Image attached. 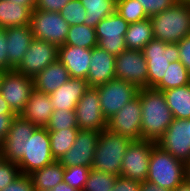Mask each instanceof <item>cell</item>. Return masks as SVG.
<instances>
[{
	"instance_id": "40",
	"label": "cell",
	"mask_w": 190,
	"mask_h": 191,
	"mask_svg": "<svg viewBox=\"0 0 190 191\" xmlns=\"http://www.w3.org/2000/svg\"><path fill=\"white\" fill-rule=\"evenodd\" d=\"M1 191H36L28 175L21 174Z\"/></svg>"
},
{
	"instance_id": "12",
	"label": "cell",
	"mask_w": 190,
	"mask_h": 191,
	"mask_svg": "<svg viewBox=\"0 0 190 191\" xmlns=\"http://www.w3.org/2000/svg\"><path fill=\"white\" fill-rule=\"evenodd\" d=\"M128 23L116 12L102 19L95 27L97 46L115 57L127 49L125 34Z\"/></svg>"
},
{
	"instance_id": "11",
	"label": "cell",
	"mask_w": 190,
	"mask_h": 191,
	"mask_svg": "<svg viewBox=\"0 0 190 191\" xmlns=\"http://www.w3.org/2000/svg\"><path fill=\"white\" fill-rule=\"evenodd\" d=\"M115 79L128 81L138 89L148 88L147 62L141 50L125 49L115 57Z\"/></svg>"
},
{
	"instance_id": "21",
	"label": "cell",
	"mask_w": 190,
	"mask_h": 191,
	"mask_svg": "<svg viewBox=\"0 0 190 191\" xmlns=\"http://www.w3.org/2000/svg\"><path fill=\"white\" fill-rule=\"evenodd\" d=\"M9 71L15 70L21 63L34 36L30 26H17L6 29Z\"/></svg>"
},
{
	"instance_id": "32",
	"label": "cell",
	"mask_w": 190,
	"mask_h": 191,
	"mask_svg": "<svg viewBox=\"0 0 190 191\" xmlns=\"http://www.w3.org/2000/svg\"><path fill=\"white\" fill-rule=\"evenodd\" d=\"M78 132L79 128L48 131L51 153L55 160H59L73 146Z\"/></svg>"
},
{
	"instance_id": "20",
	"label": "cell",
	"mask_w": 190,
	"mask_h": 191,
	"mask_svg": "<svg viewBox=\"0 0 190 191\" xmlns=\"http://www.w3.org/2000/svg\"><path fill=\"white\" fill-rule=\"evenodd\" d=\"M113 79H115V56L98 46L94 47L86 78L89 87H96Z\"/></svg>"
},
{
	"instance_id": "37",
	"label": "cell",
	"mask_w": 190,
	"mask_h": 191,
	"mask_svg": "<svg viewBox=\"0 0 190 191\" xmlns=\"http://www.w3.org/2000/svg\"><path fill=\"white\" fill-rule=\"evenodd\" d=\"M60 14L69 26L85 24L86 10L80 0H70L61 9Z\"/></svg>"
},
{
	"instance_id": "44",
	"label": "cell",
	"mask_w": 190,
	"mask_h": 191,
	"mask_svg": "<svg viewBox=\"0 0 190 191\" xmlns=\"http://www.w3.org/2000/svg\"><path fill=\"white\" fill-rule=\"evenodd\" d=\"M179 61L190 73V35H187L183 40L179 41Z\"/></svg>"
},
{
	"instance_id": "29",
	"label": "cell",
	"mask_w": 190,
	"mask_h": 191,
	"mask_svg": "<svg viewBox=\"0 0 190 191\" xmlns=\"http://www.w3.org/2000/svg\"><path fill=\"white\" fill-rule=\"evenodd\" d=\"M80 2L86 10L85 24L94 28L116 9V0H80Z\"/></svg>"
},
{
	"instance_id": "14",
	"label": "cell",
	"mask_w": 190,
	"mask_h": 191,
	"mask_svg": "<svg viewBox=\"0 0 190 191\" xmlns=\"http://www.w3.org/2000/svg\"><path fill=\"white\" fill-rule=\"evenodd\" d=\"M58 46L34 38L16 71L34 78L48 65L58 60Z\"/></svg>"
},
{
	"instance_id": "25",
	"label": "cell",
	"mask_w": 190,
	"mask_h": 191,
	"mask_svg": "<svg viewBox=\"0 0 190 191\" xmlns=\"http://www.w3.org/2000/svg\"><path fill=\"white\" fill-rule=\"evenodd\" d=\"M32 11L9 0H0V27L30 26Z\"/></svg>"
},
{
	"instance_id": "17",
	"label": "cell",
	"mask_w": 190,
	"mask_h": 191,
	"mask_svg": "<svg viewBox=\"0 0 190 191\" xmlns=\"http://www.w3.org/2000/svg\"><path fill=\"white\" fill-rule=\"evenodd\" d=\"M77 125L82 130L102 131L107 128L101 105L99 93L94 87H90L78 101L75 107Z\"/></svg>"
},
{
	"instance_id": "24",
	"label": "cell",
	"mask_w": 190,
	"mask_h": 191,
	"mask_svg": "<svg viewBox=\"0 0 190 191\" xmlns=\"http://www.w3.org/2000/svg\"><path fill=\"white\" fill-rule=\"evenodd\" d=\"M70 79L68 70L57 60L39 72L34 78L36 91L51 94Z\"/></svg>"
},
{
	"instance_id": "18",
	"label": "cell",
	"mask_w": 190,
	"mask_h": 191,
	"mask_svg": "<svg viewBox=\"0 0 190 191\" xmlns=\"http://www.w3.org/2000/svg\"><path fill=\"white\" fill-rule=\"evenodd\" d=\"M99 135L98 130L79 129L73 146L58 161L64 167L80 165L92 168Z\"/></svg>"
},
{
	"instance_id": "8",
	"label": "cell",
	"mask_w": 190,
	"mask_h": 191,
	"mask_svg": "<svg viewBox=\"0 0 190 191\" xmlns=\"http://www.w3.org/2000/svg\"><path fill=\"white\" fill-rule=\"evenodd\" d=\"M33 90V78L16 70L2 73L0 94L16 115L23 111Z\"/></svg>"
},
{
	"instance_id": "9",
	"label": "cell",
	"mask_w": 190,
	"mask_h": 191,
	"mask_svg": "<svg viewBox=\"0 0 190 191\" xmlns=\"http://www.w3.org/2000/svg\"><path fill=\"white\" fill-rule=\"evenodd\" d=\"M100 98L102 113L106 120L110 119L126 103L134 99L139 89L128 81L113 79L94 87Z\"/></svg>"
},
{
	"instance_id": "13",
	"label": "cell",
	"mask_w": 190,
	"mask_h": 191,
	"mask_svg": "<svg viewBox=\"0 0 190 191\" xmlns=\"http://www.w3.org/2000/svg\"><path fill=\"white\" fill-rule=\"evenodd\" d=\"M156 144L186 164L190 160V118H174Z\"/></svg>"
},
{
	"instance_id": "16",
	"label": "cell",
	"mask_w": 190,
	"mask_h": 191,
	"mask_svg": "<svg viewBox=\"0 0 190 191\" xmlns=\"http://www.w3.org/2000/svg\"><path fill=\"white\" fill-rule=\"evenodd\" d=\"M36 128L30 121L16 115L8 134L0 142L4 160L17 164L25 153V140L29 139Z\"/></svg>"
},
{
	"instance_id": "52",
	"label": "cell",
	"mask_w": 190,
	"mask_h": 191,
	"mask_svg": "<svg viewBox=\"0 0 190 191\" xmlns=\"http://www.w3.org/2000/svg\"><path fill=\"white\" fill-rule=\"evenodd\" d=\"M3 159H4L3 158V153H2L1 148H0V162H2Z\"/></svg>"
},
{
	"instance_id": "49",
	"label": "cell",
	"mask_w": 190,
	"mask_h": 191,
	"mask_svg": "<svg viewBox=\"0 0 190 191\" xmlns=\"http://www.w3.org/2000/svg\"><path fill=\"white\" fill-rule=\"evenodd\" d=\"M51 190H56V191H80L76 188L71 187L68 185L66 182H61L58 185H56L53 189Z\"/></svg>"
},
{
	"instance_id": "51",
	"label": "cell",
	"mask_w": 190,
	"mask_h": 191,
	"mask_svg": "<svg viewBox=\"0 0 190 191\" xmlns=\"http://www.w3.org/2000/svg\"><path fill=\"white\" fill-rule=\"evenodd\" d=\"M185 180L190 183V160L185 164Z\"/></svg>"
},
{
	"instance_id": "3",
	"label": "cell",
	"mask_w": 190,
	"mask_h": 191,
	"mask_svg": "<svg viewBox=\"0 0 190 191\" xmlns=\"http://www.w3.org/2000/svg\"><path fill=\"white\" fill-rule=\"evenodd\" d=\"M132 140L104 128L98 137L92 168L120 176L122 160Z\"/></svg>"
},
{
	"instance_id": "31",
	"label": "cell",
	"mask_w": 190,
	"mask_h": 191,
	"mask_svg": "<svg viewBox=\"0 0 190 191\" xmlns=\"http://www.w3.org/2000/svg\"><path fill=\"white\" fill-rule=\"evenodd\" d=\"M190 84V73L180 61L170 63L161 82L154 88L164 91Z\"/></svg>"
},
{
	"instance_id": "10",
	"label": "cell",
	"mask_w": 190,
	"mask_h": 191,
	"mask_svg": "<svg viewBox=\"0 0 190 191\" xmlns=\"http://www.w3.org/2000/svg\"><path fill=\"white\" fill-rule=\"evenodd\" d=\"M154 144L150 140H132L123 157L120 176L139 182L146 181Z\"/></svg>"
},
{
	"instance_id": "28",
	"label": "cell",
	"mask_w": 190,
	"mask_h": 191,
	"mask_svg": "<svg viewBox=\"0 0 190 191\" xmlns=\"http://www.w3.org/2000/svg\"><path fill=\"white\" fill-rule=\"evenodd\" d=\"M124 38L127 49L142 50L154 38L151 19L129 24Z\"/></svg>"
},
{
	"instance_id": "2",
	"label": "cell",
	"mask_w": 190,
	"mask_h": 191,
	"mask_svg": "<svg viewBox=\"0 0 190 191\" xmlns=\"http://www.w3.org/2000/svg\"><path fill=\"white\" fill-rule=\"evenodd\" d=\"M153 36L167 44L190 35V2L178 0L170 8L150 17Z\"/></svg>"
},
{
	"instance_id": "30",
	"label": "cell",
	"mask_w": 190,
	"mask_h": 191,
	"mask_svg": "<svg viewBox=\"0 0 190 191\" xmlns=\"http://www.w3.org/2000/svg\"><path fill=\"white\" fill-rule=\"evenodd\" d=\"M98 39L94 27L86 24L71 25L67 33L65 44L81 48L93 49L97 47Z\"/></svg>"
},
{
	"instance_id": "42",
	"label": "cell",
	"mask_w": 190,
	"mask_h": 191,
	"mask_svg": "<svg viewBox=\"0 0 190 191\" xmlns=\"http://www.w3.org/2000/svg\"><path fill=\"white\" fill-rule=\"evenodd\" d=\"M0 71H9L6 28L0 27Z\"/></svg>"
},
{
	"instance_id": "39",
	"label": "cell",
	"mask_w": 190,
	"mask_h": 191,
	"mask_svg": "<svg viewBox=\"0 0 190 191\" xmlns=\"http://www.w3.org/2000/svg\"><path fill=\"white\" fill-rule=\"evenodd\" d=\"M144 8L147 16H151L161 13L164 10L170 8L178 0H137Z\"/></svg>"
},
{
	"instance_id": "1",
	"label": "cell",
	"mask_w": 190,
	"mask_h": 191,
	"mask_svg": "<svg viewBox=\"0 0 190 191\" xmlns=\"http://www.w3.org/2000/svg\"><path fill=\"white\" fill-rule=\"evenodd\" d=\"M137 95L142 109L141 139L156 143L173 121L172 111L162 91L142 88Z\"/></svg>"
},
{
	"instance_id": "4",
	"label": "cell",
	"mask_w": 190,
	"mask_h": 191,
	"mask_svg": "<svg viewBox=\"0 0 190 191\" xmlns=\"http://www.w3.org/2000/svg\"><path fill=\"white\" fill-rule=\"evenodd\" d=\"M184 180L185 163L155 143L152 147L146 181L173 191Z\"/></svg>"
},
{
	"instance_id": "7",
	"label": "cell",
	"mask_w": 190,
	"mask_h": 191,
	"mask_svg": "<svg viewBox=\"0 0 190 191\" xmlns=\"http://www.w3.org/2000/svg\"><path fill=\"white\" fill-rule=\"evenodd\" d=\"M30 27L34 38L59 46L65 44L69 25L60 12H48L34 9Z\"/></svg>"
},
{
	"instance_id": "43",
	"label": "cell",
	"mask_w": 190,
	"mask_h": 191,
	"mask_svg": "<svg viewBox=\"0 0 190 191\" xmlns=\"http://www.w3.org/2000/svg\"><path fill=\"white\" fill-rule=\"evenodd\" d=\"M141 182L118 176L112 191H139Z\"/></svg>"
},
{
	"instance_id": "22",
	"label": "cell",
	"mask_w": 190,
	"mask_h": 191,
	"mask_svg": "<svg viewBox=\"0 0 190 191\" xmlns=\"http://www.w3.org/2000/svg\"><path fill=\"white\" fill-rule=\"evenodd\" d=\"M89 88L85 79L70 77L65 84L49 94L54 110H75L78 101Z\"/></svg>"
},
{
	"instance_id": "5",
	"label": "cell",
	"mask_w": 190,
	"mask_h": 191,
	"mask_svg": "<svg viewBox=\"0 0 190 191\" xmlns=\"http://www.w3.org/2000/svg\"><path fill=\"white\" fill-rule=\"evenodd\" d=\"M147 62L148 88H155L163 79L170 63L179 61L177 43H165L153 38L142 50Z\"/></svg>"
},
{
	"instance_id": "27",
	"label": "cell",
	"mask_w": 190,
	"mask_h": 191,
	"mask_svg": "<svg viewBox=\"0 0 190 191\" xmlns=\"http://www.w3.org/2000/svg\"><path fill=\"white\" fill-rule=\"evenodd\" d=\"M162 92L174 118H190V84Z\"/></svg>"
},
{
	"instance_id": "41",
	"label": "cell",
	"mask_w": 190,
	"mask_h": 191,
	"mask_svg": "<svg viewBox=\"0 0 190 191\" xmlns=\"http://www.w3.org/2000/svg\"><path fill=\"white\" fill-rule=\"evenodd\" d=\"M69 1L70 0H36L35 9L48 12H60Z\"/></svg>"
},
{
	"instance_id": "26",
	"label": "cell",
	"mask_w": 190,
	"mask_h": 191,
	"mask_svg": "<svg viewBox=\"0 0 190 191\" xmlns=\"http://www.w3.org/2000/svg\"><path fill=\"white\" fill-rule=\"evenodd\" d=\"M63 175L64 166L58 160H55L28 176L36 191H46L63 182Z\"/></svg>"
},
{
	"instance_id": "34",
	"label": "cell",
	"mask_w": 190,
	"mask_h": 191,
	"mask_svg": "<svg viewBox=\"0 0 190 191\" xmlns=\"http://www.w3.org/2000/svg\"><path fill=\"white\" fill-rule=\"evenodd\" d=\"M117 177L91 168L83 191H112Z\"/></svg>"
},
{
	"instance_id": "6",
	"label": "cell",
	"mask_w": 190,
	"mask_h": 191,
	"mask_svg": "<svg viewBox=\"0 0 190 191\" xmlns=\"http://www.w3.org/2000/svg\"><path fill=\"white\" fill-rule=\"evenodd\" d=\"M55 161L51 153L50 137L46 127H37L25 140V153L17 163L21 174L31 173Z\"/></svg>"
},
{
	"instance_id": "46",
	"label": "cell",
	"mask_w": 190,
	"mask_h": 191,
	"mask_svg": "<svg viewBox=\"0 0 190 191\" xmlns=\"http://www.w3.org/2000/svg\"><path fill=\"white\" fill-rule=\"evenodd\" d=\"M139 191H170L168 189L163 188L162 186H158L149 181L141 182Z\"/></svg>"
},
{
	"instance_id": "45",
	"label": "cell",
	"mask_w": 190,
	"mask_h": 191,
	"mask_svg": "<svg viewBox=\"0 0 190 191\" xmlns=\"http://www.w3.org/2000/svg\"><path fill=\"white\" fill-rule=\"evenodd\" d=\"M16 115H2L0 114V142L8 134V130L11 128V124Z\"/></svg>"
},
{
	"instance_id": "35",
	"label": "cell",
	"mask_w": 190,
	"mask_h": 191,
	"mask_svg": "<svg viewBox=\"0 0 190 191\" xmlns=\"http://www.w3.org/2000/svg\"><path fill=\"white\" fill-rule=\"evenodd\" d=\"M66 128H78L75 110H54L47 131H59Z\"/></svg>"
},
{
	"instance_id": "33",
	"label": "cell",
	"mask_w": 190,
	"mask_h": 191,
	"mask_svg": "<svg viewBox=\"0 0 190 191\" xmlns=\"http://www.w3.org/2000/svg\"><path fill=\"white\" fill-rule=\"evenodd\" d=\"M115 12L128 24L148 19L144 8L137 0H116Z\"/></svg>"
},
{
	"instance_id": "47",
	"label": "cell",
	"mask_w": 190,
	"mask_h": 191,
	"mask_svg": "<svg viewBox=\"0 0 190 191\" xmlns=\"http://www.w3.org/2000/svg\"><path fill=\"white\" fill-rule=\"evenodd\" d=\"M0 114L2 115H16L7 104V102L3 99L0 94Z\"/></svg>"
},
{
	"instance_id": "36",
	"label": "cell",
	"mask_w": 190,
	"mask_h": 191,
	"mask_svg": "<svg viewBox=\"0 0 190 191\" xmlns=\"http://www.w3.org/2000/svg\"><path fill=\"white\" fill-rule=\"evenodd\" d=\"M90 169L89 167L80 165L64 167L63 182H66L73 188L83 191Z\"/></svg>"
},
{
	"instance_id": "38",
	"label": "cell",
	"mask_w": 190,
	"mask_h": 191,
	"mask_svg": "<svg viewBox=\"0 0 190 191\" xmlns=\"http://www.w3.org/2000/svg\"><path fill=\"white\" fill-rule=\"evenodd\" d=\"M21 175L18 165L14 162L2 160L0 162V191L11 184Z\"/></svg>"
},
{
	"instance_id": "15",
	"label": "cell",
	"mask_w": 190,
	"mask_h": 191,
	"mask_svg": "<svg viewBox=\"0 0 190 191\" xmlns=\"http://www.w3.org/2000/svg\"><path fill=\"white\" fill-rule=\"evenodd\" d=\"M142 109L137 95L107 120V128L130 140L141 139Z\"/></svg>"
},
{
	"instance_id": "23",
	"label": "cell",
	"mask_w": 190,
	"mask_h": 191,
	"mask_svg": "<svg viewBox=\"0 0 190 191\" xmlns=\"http://www.w3.org/2000/svg\"><path fill=\"white\" fill-rule=\"evenodd\" d=\"M53 111L54 108L49 94L34 89L20 116L37 127H46Z\"/></svg>"
},
{
	"instance_id": "48",
	"label": "cell",
	"mask_w": 190,
	"mask_h": 191,
	"mask_svg": "<svg viewBox=\"0 0 190 191\" xmlns=\"http://www.w3.org/2000/svg\"><path fill=\"white\" fill-rule=\"evenodd\" d=\"M9 1L28 7L31 11L35 9L36 0H9Z\"/></svg>"
},
{
	"instance_id": "19",
	"label": "cell",
	"mask_w": 190,
	"mask_h": 191,
	"mask_svg": "<svg viewBox=\"0 0 190 191\" xmlns=\"http://www.w3.org/2000/svg\"><path fill=\"white\" fill-rule=\"evenodd\" d=\"M92 49L72 45H62L58 48V60L68 70L72 78H87L91 62Z\"/></svg>"
},
{
	"instance_id": "53",
	"label": "cell",
	"mask_w": 190,
	"mask_h": 191,
	"mask_svg": "<svg viewBox=\"0 0 190 191\" xmlns=\"http://www.w3.org/2000/svg\"><path fill=\"white\" fill-rule=\"evenodd\" d=\"M2 73H3V72H2V71H0V80H1V77H2Z\"/></svg>"
},
{
	"instance_id": "50",
	"label": "cell",
	"mask_w": 190,
	"mask_h": 191,
	"mask_svg": "<svg viewBox=\"0 0 190 191\" xmlns=\"http://www.w3.org/2000/svg\"><path fill=\"white\" fill-rule=\"evenodd\" d=\"M173 191H190V183H188L186 180H184Z\"/></svg>"
}]
</instances>
